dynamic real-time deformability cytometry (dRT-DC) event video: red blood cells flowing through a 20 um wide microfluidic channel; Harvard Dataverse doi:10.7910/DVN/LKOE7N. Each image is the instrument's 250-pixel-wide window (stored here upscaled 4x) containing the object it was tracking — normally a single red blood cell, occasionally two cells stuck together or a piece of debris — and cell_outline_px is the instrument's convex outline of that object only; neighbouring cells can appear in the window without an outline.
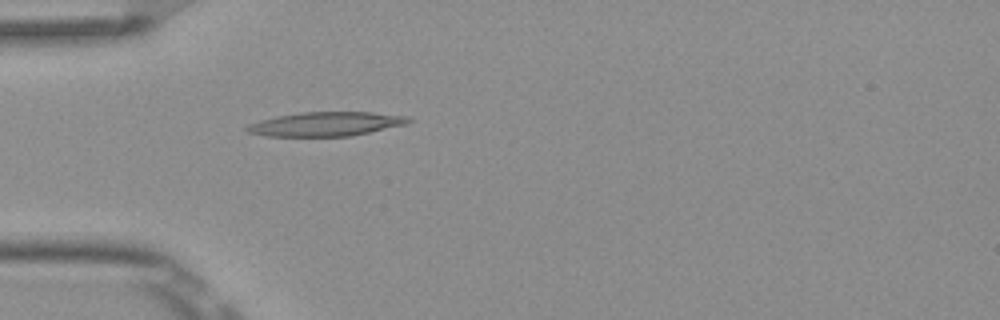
{"species": "Egyptian fruit bat (a non-hibernating species)", "species_latin": "Rousettus aegyptiacus", "temperature_condition": "room temperature", "stored_images_in_passage": 3, "camera_frame_rate_fps": 3000, "um_per_image_px": 0.085, "frame": {"image": 1, "passage_image": 3, "time_ms": 0.667, "image_size_px": [1000, 320], "cell_outline_px": [[412, 120], [408, 124], [352, 136], [268, 136], [248, 132], [244, 128], [248, 124], [260, 120], [276, 116], [300, 112], [372, 112], [408, 116]], "centroid_in_image_um": [27.73, 10.54], "position_along_channel_um": 57.3, "area_um2": 22.83}}